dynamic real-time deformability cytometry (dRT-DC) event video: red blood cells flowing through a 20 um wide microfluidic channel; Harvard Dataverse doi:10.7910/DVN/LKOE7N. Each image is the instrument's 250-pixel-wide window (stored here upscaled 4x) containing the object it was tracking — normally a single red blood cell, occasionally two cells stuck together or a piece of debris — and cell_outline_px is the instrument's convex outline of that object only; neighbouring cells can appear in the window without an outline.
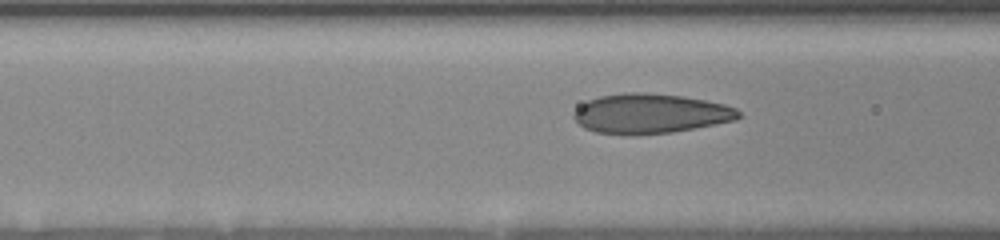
{"species": "human", "species_latin": "Homo sapiens", "temperature_condition": "room temperature", "stored_images_in_passage": 31, "camera_frame_rate_fps": 3000, "um_per_image_px": 0.085, "donor": {"sex": "female"}, "frame": {"image": 1, "passage_image": 28, "time_ms": 5.333, "image_size_px": [1000, 240], "cell_outline_px": [[740, 116], [736, 120], [672, 132], [596, 132], [584, 128], [572, 116], [572, 112], [580, 104], [588, 100], [600, 96], [624, 92], [644, 92], [684, 96], [724, 104], [736, 108], [740, 112]], "centroid_in_image_um": [55.28, 9.61], "position_along_channel_um": 111.3, "area_um2": 37.34}}